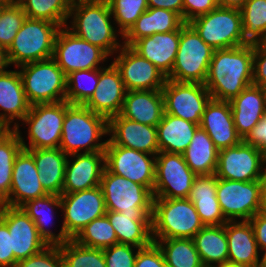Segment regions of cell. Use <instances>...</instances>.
<instances>
[{"label":"cell","instance_id":"7dc6e473","mask_svg":"<svg viewBox=\"0 0 266 267\" xmlns=\"http://www.w3.org/2000/svg\"><path fill=\"white\" fill-rule=\"evenodd\" d=\"M132 248L140 249L128 244H114L103 249L106 267H134L137 252Z\"/></svg>","mask_w":266,"mask_h":267},{"label":"cell","instance_id":"484cf974","mask_svg":"<svg viewBox=\"0 0 266 267\" xmlns=\"http://www.w3.org/2000/svg\"><path fill=\"white\" fill-rule=\"evenodd\" d=\"M234 125L244 140L266 114V101L260 86L251 84L230 101Z\"/></svg>","mask_w":266,"mask_h":267},{"label":"cell","instance_id":"52a82bcc","mask_svg":"<svg viewBox=\"0 0 266 267\" xmlns=\"http://www.w3.org/2000/svg\"><path fill=\"white\" fill-rule=\"evenodd\" d=\"M17 68L30 105L66 101V75L53 58Z\"/></svg>","mask_w":266,"mask_h":267},{"label":"cell","instance_id":"680465c9","mask_svg":"<svg viewBox=\"0 0 266 267\" xmlns=\"http://www.w3.org/2000/svg\"><path fill=\"white\" fill-rule=\"evenodd\" d=\"M260 213L266 215V173L260 180Z\"/></svg>","mask_w":266,"mask_h":267},{"label":"cell","instance_id":"d4e9b609","mask_svg":"<svg viewBox=\"0 0 266 267\" xmlns=\"http://www.w3.org/2000/svg\"><path fill=\"white\" fill-rule=\"evenodd\" d=\"M180 41V29L167 33H156L135 41L130 47L154 64L168 77L175 63Z\"/></svg>","mask_w":266,"mask_h":267},{"label":"cell","instance_id":"4fadbf2b","mask_svg":"<svg viewBox=\"0 0 266 267\" xmlns=\"http://www.w3.org/2000/svg\"><path fill=\"white\" fill-rule=\"evenodd\" d=\"M108 55L99 47L82 40L62 27L55 40L53 59L67 76L79 70L99 69Z\"/></svg>","mask_w":266,"mask_h":267},{"label":"cell","instance_id":"bcb514c9","mask_svg":"<svg viewBox=\"0 0 266 267\" xmlns=\"http://www.w3.org/2000/svg\"><path fill=\"white\" fill-rule=\"evenodd\" d=\"M25 19L26 14L19 3L0 5V47L6 50L10 47Z\"/></svg>","mask_w":266,"mask_h":267},{"label":"cell","instance_id":"4316f807","mask_svg":"<svg viewBox=\"0 0 266 267\" xmlns=\"http://www.w3.org/2000/svg\"><path fill=\"white\" fill-rule=\"evenodd\" d=\"M19 71H6L0 74V123L11 129L14 120H23L30 110ZM16 118V119H15Z\"/></svg>","mask_w":266,"mask_h":267},{"label":"cell","instance_id":"7bdbcfd3","mask_svg":"<svg viewBox=\"0 0 266 267\" xmlns=\"http://www.w3.org/2000/svg\"><path fill=\"white\" fill-rule=\"evenodd\" d=\"M59 248L64 267H106L103 249L83 246L72 239Z\"/></svg>","mask_w":266,"mask_h":267},{"label":"cell","instance_id":"681fc988","mask_svg":"<svg viewBox=\"0 0 266 267\" xmlns=\"http://www.w3.org/2000/svg\"><path fill=\"white\" fill-rule=\"evenodd\" d=\"M134 267H167L162 251L155 242L137 249Z\"/></svg>","mask_w":266,"mask_h":267},{"label":"cell","instance_id":"d6a6232c","mask_svg":"<svg viewBox=\"0 0 266 267\" xmlns=\"http://www.w3.org/2000/svg\"><path fill=\"white\" fill-rule=\"evenodd\" d=\"M184 24L182 17L174 11L149 7L122 36L125 40L122 44L131 46L140 38L176 31Z\"/></svg>","mask_w":266,"mask_h":267},{"label":"cell","instance_id":"5bb4252c","mask_svg":"<svg viewBox=\"0 0 266 267\" xmlns=\"http://www.w3.org/2000/svg\"><path fill=\"white\" fill-rule=\"evenodd\" d=\"M266 160L257 147L242 141L239 145L219 150L217 178L235 181L261 180L266 173Z\"/></svg>","mask_w":266,"mask_h":267},{"label":"cell","instance_id":"9a60e30c","mask_svg":"<svg viewBox=\"0 0 266 267\" xmlns=\"http://www.w3.org/2000/svg\"><path fill=\"white\" fill-rule=\"evenodd\" d=\"M61 208L64 213L63 229L73 239L94 219L106 215V206L100 186L69 194H61Z\"/></svg>","mask_w":266,"mask_h":267},{"label":"cell","instance_id":"8fae6325","mask_svg":"<svg viewBox=\"0 0 266 267\" xmlns=\"http://www.w3.org/2000/svg\"><path fill=\"white\" fill-rule=\"evenodd\" d=\"M164 113L201 124L206 104L211 95L204 84L177 82L167 79L161 90Z\"/></svg>","mask_w":266,"mask_h":267},{"label":"cell","instance_id":"277c9868","mask_svg":"<svg viewBox=\"0 0 266 267\" xmlns=\"http://www.w3.org/2000/svg\"><path fill=\"white\" fill-rule=\"evenodd\" d=\"M151 224L153 240L192 239L204 227L194 204L188 198H154Z\"/></svg>","mask_w":266,"mask_h":267},{"label":"cell","instance_id":"8d00e7d4","mask_svg":"<svg viewBox=\"0 0 266 267\" xmlns=\"http://www.w3.org/2000/svg\"><path fill=\"white\" fill-rule=\"evenodd\" d=\"M219 150L205 130L199 127L189 146L182 153L188 167L196 175L215 174Z\"/></svg>","mask_w":266,"mask_h":267},{"label":"cell","instance_id":"cb8c5ba5","mask_svg":"<svg viewBox=\"0 0 266 267\" xmlns=\"http://www.w3.org/2000/svg\"><path fill=\"white\" fill-rule=\"evenodd\" d=\"M200 127L207 132L218 150L239 145L243 141L234 125L229 101L211 98L204 109Z\"/></svg>","mask_w":266,"mask_h":267},{"label":"cell","instance_id":"7a4b0ae2","mask_svg":"<svg viewBox=\"0 0 266 267\" xmlns=\"http://www.w3.org/2000/svg\"><path fill=\"white\" fill-rule=\"evenodd\" d=\"M108 133V120L92 112L85 105L70 104L65 101V118L63 121L61 143L59 148L68 156L105 151L106 143L99 142Z\"/></svg>","mask_w":266,"mask_h":267},{"label":"cell","instance_id":"d590c367","mask_svg":"<svg viewBox=\"0 0 266 267\" xmlns=\"http://www.w3.org/2000/svg\"><path fill=\"white\" fill-rule=\"evenodd\" d=\"M192 239L204 267L228 262L226 223L204 226Z\"/></svg>","mask_w":266,"mask_h":267},{"label":"cell","instance_id":"b9f144b4","mask_svg":"<svg viewBox=\"0 0 266 267\" xmlns=\"http://www.w3.org/2000/svg\"><path fill=\"white\" fill-rule=\"evenodd\" d=\"M72 240L80 245L98 249L118 243L115 230L106 215L91 221Z\"/></svg>","mask_w":266,"mask_h":267},{"label":"cell","instance_id":"6f0895ef","mask_svg":"<svg viewBox=\"0 0 266 267\" xmlns=\"http://www.w3.org/2000/svg\"><path fill=\"white\" fill-rule=\"evenodd\" d=\"M218 7L241 10L247 0H216Z\"/></svg>","mask_w":266,"mask_h":267},{"label":"cell","instance_id":"6da1fadb","mask_svg":"<svg viewBox=\"0 0 266 267\" xmlns=\"http://www.w3.org/2000/svg\"><path fill=\"white\" fill-rule=\"evenodd\" d=\"M253 44L214 50L204 83L211 98L231 101L253 84Z\"/></svg>","mask_w":266,"mask_h":267},{"label":"cell","instance_id":"30bf717a","mask_svg":"<svg viewBox=\"0 0 266 267\" xmlns=\"http://www.w3.org/2000/svg\"><path fill=\"white\" fill-rule=\"evenodd\" d=\"M100 187L107 211L128 214H152L153 192L145 186L111 173L106 167Z\"/></svg>","mask_w":266,"mask_h":267},{"label":"cell","instance_id":"f35d334b","mask_svg":"<svg viewBox=\"0 0 266 267\" xmlns=\"http://www.w3.org/2000/svg\"><path fill=\"white\" fill-rule=\"evenodd\" d=\"M23 149L15 129H6L0 135V195L5 199L11 189L13 164Z\"/></svg>","mask_w":266,"mask_h":267},{"label":"cell","instance_id":"5b68a950","mask_svg":"<svg viewBox=\"0 0 266 267\" xmlns=\"http://www.w3.org/2000/svg\"><path fill=\"white\" fill-rule=\"evenodd\" d=\"M62 27L43 19L24 20L7 51L9 64H23L53 58L56 36Z\"/></svg>","mask_w":266,"mask_h":267},{"label":"cell","instance_id":"8992f818","mask_svg":"<svg viewBox=\"0 0 266 267\" xmlns=\"http://www.w3.org/2000/svg\"><path fill=\"white\" fill-rule=\"evenodd\" d=\"M214 49L206 44L189 24L180 29L178 51L169 80L204 84Z\"/></svg>","mask_w":266,"mask_h":267},{"label":"cell","instance_id":"836d02e7","mask_svg":"<svg viewBox=\"0 0 266 267\" xmlns=\"http://www.w3.org/2000/svg\"><path fill=\"white\" fill-rule=\"evenodd\" d=\"M156 127L159 152L182 154L200 125L164 113Z\"/></svg>","mask_w":266,"mask_h":267},{"label":"cell","instance_id":"ba28073f","mask_svg":"<svg viewBox=\"0 0 266 267\" xmlns=\"http://www.w3.org/2000/svg\"><path fill=\"white\" fill-rule=\"evenodd\" d=\"M189 24L214 50L248 44L243 37L241 10L217 7L194 18Z\"/></svg>","mask_w":266,"mask_h":267},{"label":"cell","instance_id":"816d5d0a","mask_svg":"<svg viewBox=\"0 0 266 267\" xmlns=\"http://www.w3.org/2000/svg\"><path fill=\"white\" fill-rule=\"evenodd\" d=\"M253 84H266V41L253 44Z\"/></svg>","mask_w":266,"mask_h":267},{"label":"cell","instance_id":"6125c7cd","mask_svg":"<svg viewBox=\"0 0 266 267\" xmlns=\"http://www.w3.org/2000/svg\"><path fill=\"white\" fill-rule=\"evenodd\" d=\"M261 251H265L263 254V257L259 260L258 265L261 267H266V247L261 248Z\"/></svg>","mask_w":266,"mask_h":267},{"label":"cell","instance_id":"9f6ffc18","mask_svg":"<svg viewBox=\"0 0 266 267\" xmlns=\"http://www.w3.org/2000/svg\"><path fill=\"white\" fill-rule=\"evenodd\" d=\"M148 6L150 8H163L174 11L183 19V0H148Z\"/></svg>","mask_w":266,"mask_h":267},{"label":"cell","instance_id":"ffe728a7","mask_svg":"<svg viewBox=\"0 0 266 267\" xmlns=\"http://www.w3.org/2000/svg\"><path fill=\"white\" fill-rule=\"evenodd\" d=\"M108 133L111 137L107 139L106 145H119L151 155L159 152L157 127L138 123L118 114L108 120Z\"/></svg>","mask_w":266,"mask_h":267},{"label":"cell","instance_id":"e7e4bbea","mask_svg":"<svg viewBox=\"0 0 266 267\" xmlns=\"http://www.w3.org/2000/svg\"><path fill=\"white\" fill-rule=\"evenodd\" d=\"M6 206L5 199L0 195V211Z\"/></svg>","mask_w":266,"mask_h":267},{"label":"cell","instance_id":"e575fe53","mask_svg":"<svg viewBox=\"0 0 266 267\" xmlns=\"http://www.w3.org/2000/svg\"><path fill=\"white\" fill-rule=\"evenodd\" d=\"M57 207L61 208L60 196L52 194L30 200L20 207L34 221L40 237L48 246H60L70 240L63 227L57 235L46 229V225L49 224L48 221L53 218L54 213L52 211Z\"/></svg>","mask_w":266,"mask_h":267},{"label":"cell","instance_id":"be15d7a7","mask_svg":"<svg viewBox=\"0 0 266 267\" xmlns=\"http://www.w3.org/2000/svg\"><path fill=\"white\" fill-rule=\"evenodd\" d=\"M19 3V0H0V5H13Z\"/></svg>","mask_w":266,"mask_h":267},{"label":"cell","instance_id":"94428289","mask_svg":"<svg viewBox=\"0 0 266 267\" xmlns=\"http://www.w3.org/2000/svg\"><path fill=\"white\" fill-rule=\"evenodd\" d=\"M214 267H249V266H246V265H241V264H234V263H230V262H225V263H222V264H218Z\"/></svg>","mask_w":266,"mask_h":267},{"label":"cell","instance_id":"d6986e66","mask_svg":"<svg viewBox=\"0 0 266 267\" xmlns=\"http://www.w3.org/2000/svg\"><path fill=\"white\" fill-rule=\"evenodd\" d=\"M0 218L7 224L11 236L15 267L18 261L38 254L48 246L34 221L21 208L5 206L0 211Z\"/></svg>","mask_w":266,"mask_h":267},{"label":"cell","instance_id":"ee69618b","mask_svg":"<svg viewBox=\"0 0 266 267\" xmlns=\"http://www.w3.org/2000/svg\"><path fill=\"white\" fill-rule=\"evenodd\" d=\"M98 80L99 69L71 72L66 76V101L70 104L84 105L96 90ZM84 82L89 83L84 86Z\"/></svg>","mask_w":266,"mask_h":267},{"label":"cell","instance_id":"60d3db41","mask_svg":"<svg viewBox=\"0 0 266 267\" xmlns=\"http://www.w3.org/2000/svg\"><path fill=\"white\" fill-rule=\"evenodd\" d=\"M241 14L244 40L248 44L266 41V0H247Z\"/></svg>","mask_w":266,"mask_h":267},{"label":"cell","instance_id":"3957f363","mask_svg":"<svg viewBox=\"0 0 266 267\" xmlns=\"http://www.w3.org/2000/svg\"><path fill=\"white\" fill-rule=\"evenodd\" d=\"M75 36L101 48L108 56L120 50L116 29L111 24L112 14L107 0H77L71 3L69 18ZM115 29V30H114Z\"/></svg>","mask_w":266,"mask_h":267},{"label":"cell","instance_id":"e0dca14e","mask_svg":"<svg viewBox=\"0 0 266 267\" xmlns=\"http://www.w3.org/2000/svg\"><path fill=\"white\" fill-rule=\"evenodd\" d=\"M216 196L227 221L250 220L260 210V180L242 182L217 178Z\"/></svg>","mask_w":266,"mask_h":267},{"label":"cell","instance_id":"4dcf8cb0","mask_svg":"<svg viewBox=\"0 0 266 267\" xmlns=\"http://www.w3.org/2000/svg\"><path fill=\"white\" fill-rule=\"evenodd\" d=\"M32 156L38 169L39 181L47 194H62L64 186L66 153L60 148L25 149Z\"/></svg>","mask_w":266,"mask_h":267},{"label":"cell","instance_id":"2e32d148","mask_svg":"<svg viewBox=\"0 0 266 267\" xmlns=\"http://www.w3.org/2000/svg\"><path fill=\"white\" fill-rule=\"evenodd\" d=\"M105 167L111 173L141 184L153 192L156 155L119 145H106Z\"/></svg>","mask_w":266,"mask_h":267},{"label":"cell","instance_id":"9c48e42d","mask_svg":"<svg viewBox=\"0 0 266 267\" xmlns=\"http://www.w3.org/2000/svg\"><path fill=\"white\" fill-rule=\"evenodd\" d=\"M64 118L65 101L31 105L22 120L29 125L30 146L21 137L19 125L15 122L13 129L18 132L23 149L59 148Z\"/></svg>","mask_w":266,"mask_h":267},{"label":"cell","instance_id":"83f0119b","mask_svg":"<svg viewBox=\"0 0 266 267\" xmlns=\"http://www.w3.org/2000/svg\"><path fill=\"white\" fill-rule=\"evenodd\" d=\"M164 114L161 90L127 91L120 115L156 127Z\"/></svg>","mask_w":266,"mask_h":267},{"label":"cell","instance_id":"f5cc1de1","mask_svg":"<svg viewBox=\"0 0 266 267\" xmlns=\"http://www.w3.org/2000/svg\"><path fill=\"white\" fill-rule=\"evenodd\" d=\"M0 267H15L11 236L7 224L0 218Z\"/></svg>","mask_w":266,"mask_h":267},{"label":"cell","instance_id":"74e56055","mask_svg":"<svg viewBox=\"0 0 266 267\" xmlns=\"http://www.w3.org/2000/svg\"><path fill=\"white\" fill-rule=\"evenodd\" d=\"M153 242L162 251L167 267H204L193 239L169 238Z\"/></svg>","mask_w":266,"mask_h":267},{"label":"cell","instance_id":"1f68e13d","mask_svg":"<svg viewBox=\"0 0 266 267\" xmlns=\"http://www.w3.org/2000/svg\"><path fill=\"white\" fill-rule=\"evenodd\" d=\"M106 216L115 230L118 243L143 248L153 242L152 214H128L107 211Z\"/></svg>","mask_w":266,"mask_h":267},{"label":"cell","instance_id":"11a10c76","mask_svg":"<svg viewBox=\"0 0 266 267\" xmlns=\"http://www.w3.org/2000/svg\"><path fill=\"white\" fill-rule=\"evenodd\" d=\"M259 250L266 247V215L257 212L250 220Z\"/></svg>","mask_w":266,"mask_h":267},{"label":"cell","instance_id":"44dd1931","mask_svg":"<svg viewBox=\"0 0 266 267\" xmlns=\"http://www.w3.org/2000/svg\"><path fill=\"white\" fill-rule=\"evenodd\" d=\"M126 92L120 72L112 63L108 68H99L96 90L84 105L109 120L120 114Z\"/></svg>","mask_w":266,"mask_h":267},{"label":"cell","instance_id":"db71d44e","mask_svg":"<svg viewBox=\"0 0 266 267\" xmlns=\"http://www.w3.org/2000/svg\"><path fill=\"white\" fill-rule=\"evenodd\" d=\"M243 141L246 144L257 147L266 160V114L252 128L251 132Z\"/></svg>","mask_w":266,"mask_h":267},{"label":"cell","instance_id":"c3c4849f","mask_svg":"<svg viewBox=\"0 0 266 267\" xmlns=\"http://www.w3.org/2000/svg\"><path fill=\"white\" fill-rule=\"evenodd\" d=\"M16 267H64L59 246H47L38 254L17 262Z\"/></svg>","mask_w":266,"mask_h":267},{"label":"cell","instance_id":"f907efd6","mask_svg":"<svg viewBox=\"0 0 266 267\" xmlns=\"http://www.w3.org/2000/svg\"><path fill=\"white\" fill-rule=\"evenodd\" d=\"M217 7L216 0H183V21L189 23L194 18L207 14Z\"/></svg>","mask_w":266,"mask_h":267},{"label":"cell","instance_id":"7c38bea8","mask_svg":"<svg viewBox=\"0 0 266 267\" xmlns=\"http://www.w3.org/2000/svg\"><path fill=\"white\" fill-rule=\"evenodd\" d=\"M197 175L182 154L158 152L156 155L154 198H187Z\"/></svg>","mask_w":266,"mask_h":267},{"label":"cell","instance_id":"ac0fdd59","mask_svg":"<svg viewBox=\"0 0 266 267\" xmlns=\"http://www.w3.org/2000/svg\"><path fill=\"white\" fill-rule=\"evenodd\" d=\"M127 91L162 90L167 77L150 61L123 45L113 62Z\"/></svg>","mask_w":266,"mask_h":267},{"label":"cell","instance_id":"603a6c76","mask_svg":"<svg viewBox=\"0 0 266 267\" xmlns=\"http://www.w3.org/2000/svg\"><path fill=\"white\" fill-rule=\"evenodd\" d=\"M67 159L62 194L74 193L100 186L105 169V151L72 154Z\"/></svg>","mask_w":266,"mask_h":267},{"label":"cell","instance_id":"f6af8a7d","mask_svg":"<svg viewBox=\"0 0 266 267\" xmlns=\"http://www.w3.org/2000/svg\"><path fill=\"white\" fill-rule=\"evenodd\" d=\"M123 36L148 8V0H107Z\"/></svg>","mask_w":266,"mask_h":267},{"label":"cell","instance_id":"f546056e","mask_svg":"<svg viewBox=\"0 0 266 267\" xmlns=\"http://www.w3.org/2000/svg\"><path fill=\"white\" fill-rule=\"evenodd\" d=\"M217 176L197 175L188 199L194 204L204 226L224 225L225 219L216 196Z\"/></svg>","mask_w":266,"mask_h":267},{"label":"cell","instance_id":"f1b7e54d","mask_svg":"<svg viewBox=\"0 0 266 267\" xmlns=\"http://www.w3.org/2000/svg\"><path fill=\"white\" fill-rule=\"evenodd\" d=\"M228 262L253 267L258 265L259 253L254 230L249 220L227 221Z\"/></svg>","mask_w":266,"mask_h":267},{"label":"cell","instance_id":"03108f58","mask_svg":"<svg viewBox=\"0 0 266 267\" xmlns=\"http://www.w3.org/2000/svg\"><path fill=\"white\" fill-rule=\"evenodd\" d=\"M260 88L262 89L265 101H266V84H264L263 86H260Z\"/></svg>","mask_w":266,"mask_h":267},{"label":"cell","instance_id":"91938a15","mask_svg":"<svg viewBox=\"0 0 266 267\" xmlns=\"http://www.w3.org/2000/svg\"><path fill=\"white\" fill-rule=\"evenodd\" d=\"M9 61L7 58V51L5 48L0 47V74L6 72V67H8Z\"/></svg>","mask_w":266,"mask_h":267},{"label":"cell","instance_id":"7402d4cb","mask_svg":"<svg viewBox=\"0 0 266 267\" xmlns=\"http://www.w3.org/2000/svg\"><path fill=\"white\" fill-rule=\"evenodd\" d=\"M33 156L22 149L13 164L12 183L6 206L20 208L24 203L47 195L43 189Z\"/></svg>","mask_w":266,"mask_h":267},{"label":"cell","instance_id":"ab89813d","mask_svg":"<svg viewBox=\"0 0 266 267\" xmlns=\"http://www.w3.org/2000/svg\"><path fill=\"white\" fill-rule=\"evenodd\" d=\"M71 3L70 0H19L27 18L47 20L61 27L67 26Z\"/></svg>","mask_w":266,"mask_h":267}]
</instances>
